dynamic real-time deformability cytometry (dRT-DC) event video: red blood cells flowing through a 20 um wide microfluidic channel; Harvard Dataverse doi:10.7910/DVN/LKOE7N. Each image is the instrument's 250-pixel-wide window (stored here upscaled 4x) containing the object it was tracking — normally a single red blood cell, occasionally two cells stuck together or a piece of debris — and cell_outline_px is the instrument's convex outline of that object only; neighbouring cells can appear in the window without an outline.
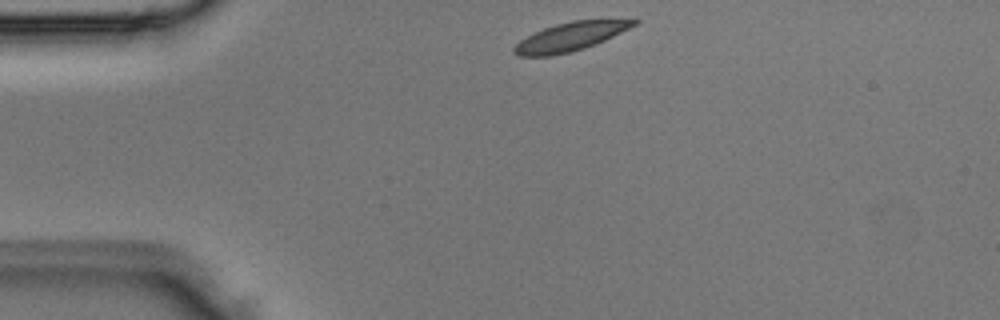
{"species": "Egyptian fruit bat (a non-hibernating species)", "species_latin": "Rousettus aegyptiacus", "temperature_condition": "room temperature", "stored_images_in_passage": 2, "camera_frame_rate_fps": 3000, "um_per_image_px": 0.085, "animal": {"sex": "male"}, "frame": {"image": 1, "passage_image": 1, "time_ms": 0.0, "image_size_px": [1000, 320], "cell_outline_px": [[640, 20], [636, 24], [596, 44], [584, 48], [552, 56], [520, 56], [512, 52], [512, 48], [520, 40], [544, 28], [556, 24], [572, 20], [636, 16]], "centroid_in_image_um": [48.6, 3.06], "position_along_channel_um": 36.4, "area_um2": 20.46}}